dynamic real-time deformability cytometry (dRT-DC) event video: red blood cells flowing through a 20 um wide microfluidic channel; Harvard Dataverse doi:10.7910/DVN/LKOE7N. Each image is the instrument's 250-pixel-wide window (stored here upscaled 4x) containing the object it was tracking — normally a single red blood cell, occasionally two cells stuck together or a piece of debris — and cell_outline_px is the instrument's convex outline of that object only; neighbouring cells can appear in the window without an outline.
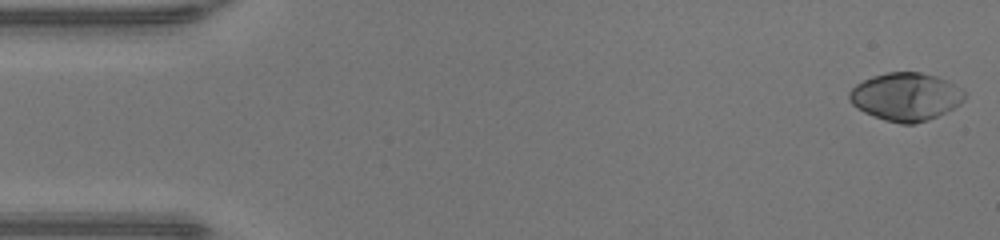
{"species": "human", "species_latin": "Homo sapiens", "temperature_condition": "warm", "stored_images_in_passage": 11, "camera_frame_rate_fps": 3000, "um_per_image_px": 0.085, "donor": {"sex": "male"}, "frame": {"image": 1, "passage_image": 1, "time_ms": 0.0, "image_size_px": [1000, 240], "cell_outline_px": [[964, 100], [960, 104], [928, 120], [912, 124], [900, 124], [884, 120], [864, 112], [856, 108], [852, 104], [848, 96], [848, 92], [856, 84], [872, 76], [888, 72], [920, 72], [936, 76], [952, 84], [964, 92]], "centroid_in_image_um": [76.94, 8.22], "position_along_channel_um": 8.1, "area_um2": 31.91}}